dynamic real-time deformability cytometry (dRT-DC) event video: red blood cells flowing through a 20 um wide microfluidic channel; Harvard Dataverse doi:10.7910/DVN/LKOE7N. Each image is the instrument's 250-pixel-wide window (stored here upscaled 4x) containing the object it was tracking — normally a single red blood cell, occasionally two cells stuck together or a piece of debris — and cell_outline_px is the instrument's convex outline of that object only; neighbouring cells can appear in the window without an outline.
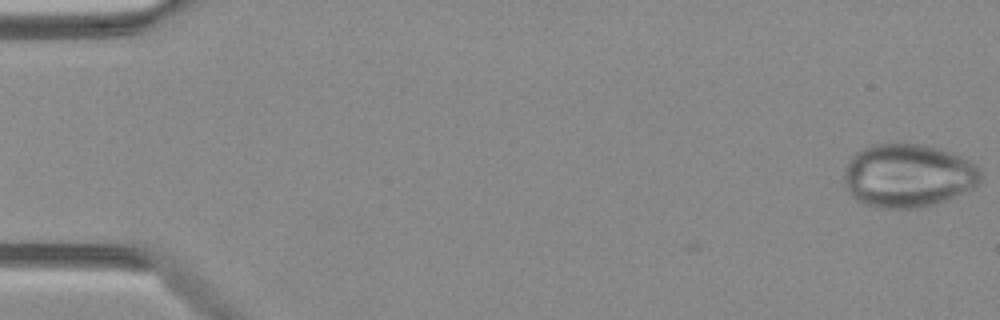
{"species": "Egyptian fruit bat (a non-hibernating species)", "species_latin": "Rousettus aegyptiacus", "temperature_condition": "warm", "stored_images_in_passage": 3, "camera_frame_rate_fps": 3000, "um_per_image_px": 0.085, "animal": {"sex": "female"}, "frame": {"image": 1, "passage_image": 3, "time_ms": 0.667, "image_size_px": [1000, 320], "cell_outline_px": [[980, 180], [972, 188], [964, 192], [944, 200], [932, 204], [908, 208], [888, 208], [868, 204], [856, 200], [852, 196], [844, 180], [844, 172], [852, 156], [856, 152], [872, 144], [924, 144], [940, 148], [960, 156], [976, 164], [980, 172]], "centroid_in_image_um": [77.18, 14.9], "position_along_channel_um": 7.8, "area_um2": 49.77}}